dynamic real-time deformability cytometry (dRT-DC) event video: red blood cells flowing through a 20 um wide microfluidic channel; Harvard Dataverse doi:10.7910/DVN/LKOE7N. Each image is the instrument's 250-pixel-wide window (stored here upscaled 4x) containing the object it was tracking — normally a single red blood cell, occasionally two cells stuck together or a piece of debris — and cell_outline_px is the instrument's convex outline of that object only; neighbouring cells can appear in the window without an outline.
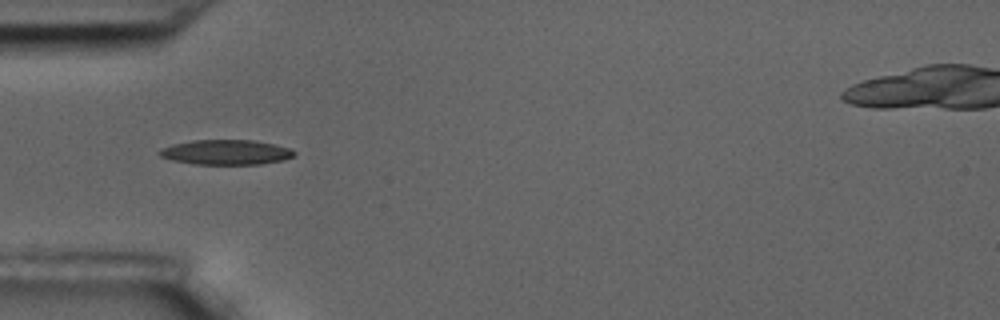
{"species": "common noctule bat (a hibernating species)", "species_latin": "Nyctalus noctula", "temperature_condition": "room temperature", "stored_images_in_passage": 10, "camera_frame_rate_fps": 3000, "um_per_image_px": 0.085, "animal": {"sex": "male", "body_mass_g": 17.5, "forearm_length_mm": 52.3}, "frame": {"image": 1, "passage_image": 4, "time_ms": 1.0, "image_size_px": [1000, 320], "cell_outline_px": [[296, 152], [292, 156], [284, 160], [260, 164], [192, 164], [172, 160], [160, 156], [156, 152], [160, 148], [172, 144], [192, 140], [252, 140], [276, 144], [288, 148]], "centroid_in_image_um": [19.16, 12.94], "position_along_channel_um": 65.8, "area_um2": 19.65}}
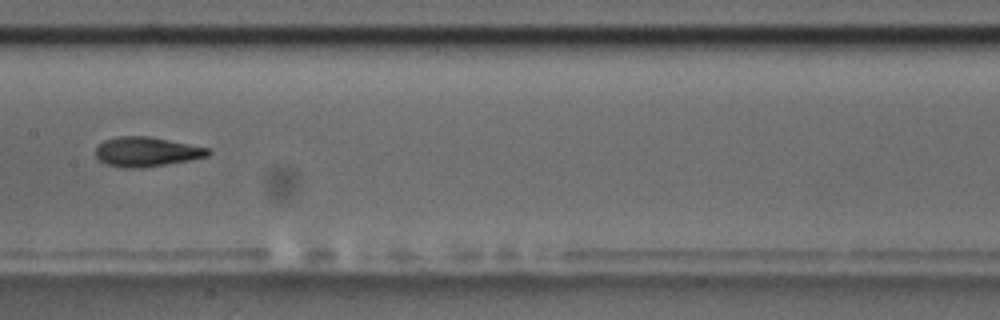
{"frame": {"image": 2, "passage_image": 7, "time_ms": 2.0, "image_size_px": [1000, 320], "cell_outline_px": [[212, 152], [208, 156], [192, 160], [148, 168], [124, 168], [108, 164], [100, 160], [96, 156], [96, 148], [104, 140], [120, 136], [148, 136], [212, 148]], "centroid_in_image_um": [12.53, 12.91], "position_along_channel_um": 194.9, "area_um2": 19.65}}
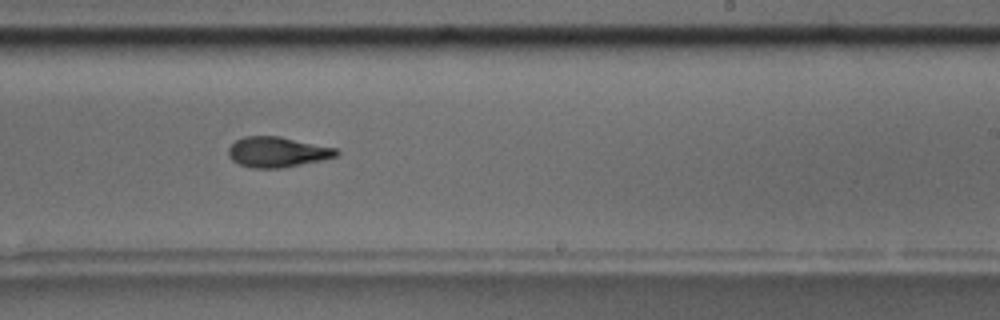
{"frame": {"image": 3, "passage_image": 9, "time_ms": 2.667, "image_size_px": [1000, 320], "cell_outline_px": [[340, 152], [336, 156], [320, 160], [280, 168], [252, 168], [240, 164], [232, 160], [228, 156], [228, 148], [236, 140], [244, 136], [280, 136], [336, 148]], "centroid_in_image_um": [23.54, 12.91], "position_along_channel_um": 265.5, "area_um2": 18.96}}